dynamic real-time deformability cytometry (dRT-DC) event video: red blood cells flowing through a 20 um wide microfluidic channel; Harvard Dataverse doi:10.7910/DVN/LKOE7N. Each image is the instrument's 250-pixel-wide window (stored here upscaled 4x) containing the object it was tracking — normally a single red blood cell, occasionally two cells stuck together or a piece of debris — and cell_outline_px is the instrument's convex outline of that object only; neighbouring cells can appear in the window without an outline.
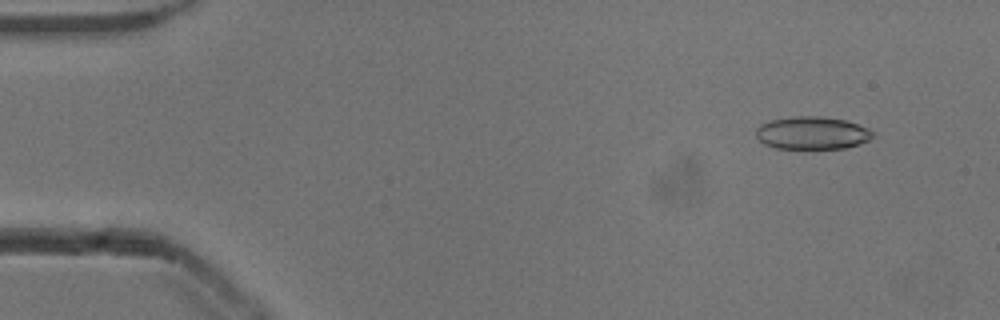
{"species": "common noctule bat (a hibernating species)", "species_latin": "Nyctalus noctula", "temperature_condition": "cold", "stored_images_in_passage": 53, "camera_frame_rate_fps": 3000, "um_per_image_px": 0.085, "animal": {"sex": "male", "body_mass_g": 13.3}, "frame": {"image": 1, "passage_image": 5, "time_ms": 1.333, "image_size_px": [1000, 320], "cell_outline_px": [[876, 136], [860, 144], [844, 148], [776, 148], [764, 144], [756, 136], [756, 128], [760, 124], [772, 120], [796, 116], [824, 116], [844, 120], [868, 128]], "centroid_in_image_um": [69.04, 11.3], "position_along_channel_um": 16.0, "area_um2": 22.2}}
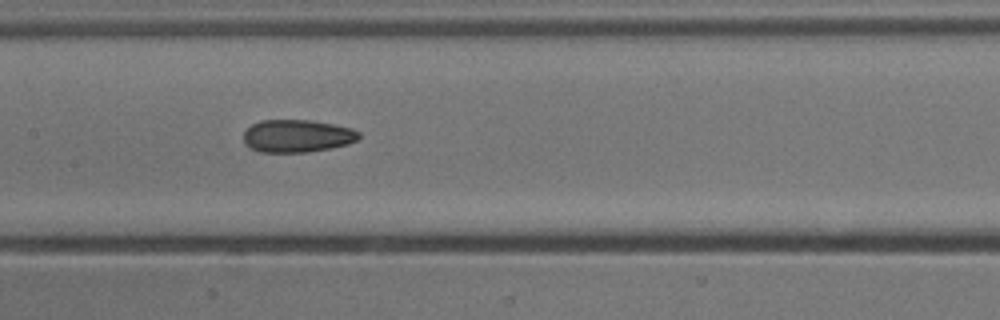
{"frame": {"image": 2, "passage_image": 26, "time_ms": 8.333, "image_size_px": [1000, 320], "cell_outline_px": [[360, 136], [356, 140], [348, 144], [332, 148], [308, 152], [260, 152], [248, 148], [244, 144], [244, 132], [252, 124], [260, 120], [312, 120], [352, 128], [360, 132]], "centroid_in_image_um": [25.24, 11.56], "position_along_channel_um": 182.2, "area_um2": 22.14}}
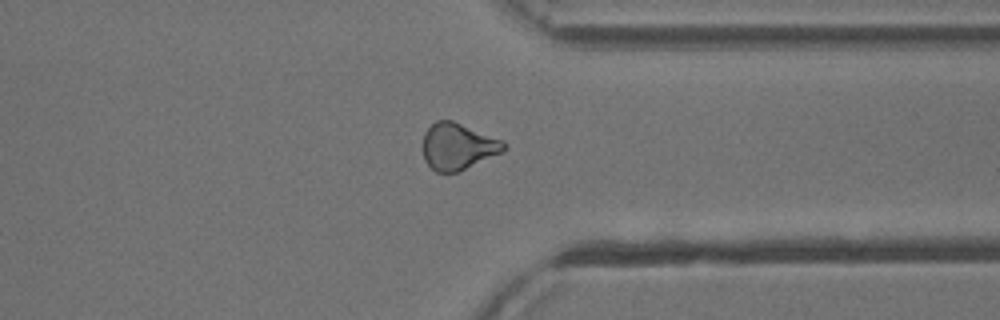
{"frame": {"image": 3, "passage_image": 41, "time_ms": 13.333, "image_size_px": [1000, 320], "cell_outline_px": [[508, 148], [460, 172], [436, 172], [424, 160], [424, 132], [436, 120], [452, 120], [504, 140], [508, 144]], "centroid_in_image_um": [38.95, 12.44], "position_along_channel_um": 372.5, "area_um2": 21.96}, "authors_computed_cell_mechanics": {"area_um2": 22.4264, "velocity_mm_per_s": 3.8627, "shape_relaxation_time_tau1_ms": 8.5195, "shape_relaxation_time_tau2_ms": 3.7467, "deformation_change_tau1": 0.16, "deformation_change_tau2": 0.11}}